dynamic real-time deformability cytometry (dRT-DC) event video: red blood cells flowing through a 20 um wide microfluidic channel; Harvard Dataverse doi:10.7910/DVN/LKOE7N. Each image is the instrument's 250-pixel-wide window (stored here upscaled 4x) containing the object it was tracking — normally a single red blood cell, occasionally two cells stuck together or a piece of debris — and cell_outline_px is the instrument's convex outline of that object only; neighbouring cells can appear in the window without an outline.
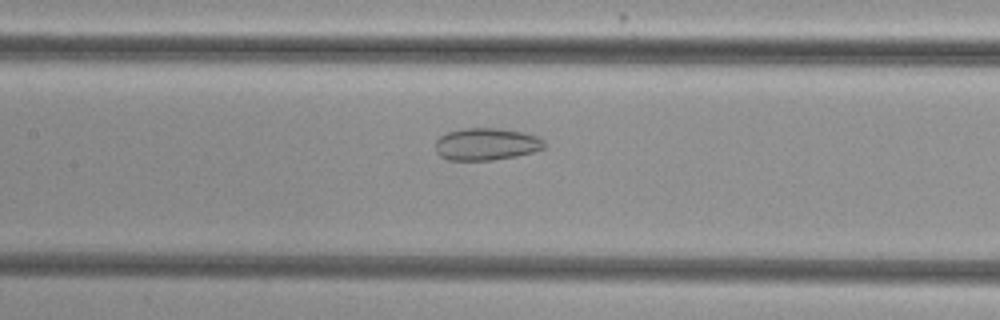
{"species": "common noctule bat (a hibernating species)", "species_latin": "Nyctalus noctula", "temperature_condition": "cold", "stored_images_in_passage": 28, "camera_frame_rate_fps": 3000, "um_per_image_px": 0.085, "animal": {"sex": "female", "body_mass_g": 29.2, "forearm_length_mm": 56.3}, "frame": {"image": 1, "passage_image": 9, "time_ms": 2.667, "image_size_px": [1000, 320], "cell_outline_px": [[544, 148], [532, 152], [516, 156], [492, 160], [448, 160], [440, 156], [436, 152], [436, 140], [440, 136], [448, 132], [464, 128], [500, 128], [524, 132], [536, 136], [544, 140]], "centroid_in_image_um": [41.33, 12.25], "position_along_channel_um": 166.1, "area_um2": 20.46}}
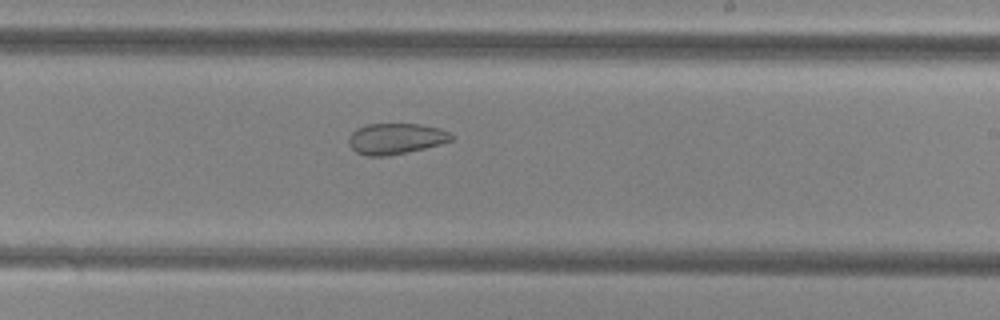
{"frame": {"image": 2, "passage_image": 16, "time_ms": 5.0, "image_size_px": [1000, 320], "cell_outline_px": [[456, 136], [452, 140], [440, 144], [408, 152], [388, 156], [364, 156], [356, 152], [348, 144], [348, 136], [356, 128], [368, 124], [420, 124], [440, 128]], "centroid_in_image_um": [33.62, 11.79], "position_along_channel_um": 255.4, "area_um2": 18.67}}
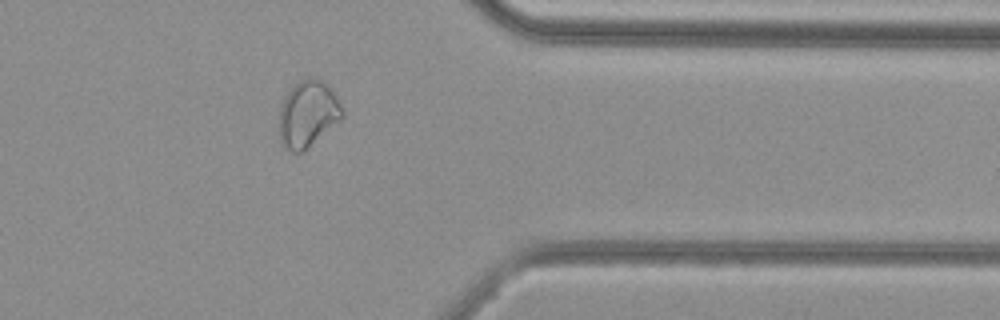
{"frame": {"image": 3, "passage_image": 27, "time_ms": 8.667, "image_size_px": [1000, 320], "cell_outline_px": [[344, 116], [340, 120], [304, 152], [292, 152], [284, 148], [280, 144], [280, 104], [284, 96], [300, 80], [308, 76], [312, 76], [320, 80], [336, 96], [344, 112]], "centroid_in_image_um": [26.15, 9.71], "position_along_channel_um": 385.3, "area_um2": 24.39}}